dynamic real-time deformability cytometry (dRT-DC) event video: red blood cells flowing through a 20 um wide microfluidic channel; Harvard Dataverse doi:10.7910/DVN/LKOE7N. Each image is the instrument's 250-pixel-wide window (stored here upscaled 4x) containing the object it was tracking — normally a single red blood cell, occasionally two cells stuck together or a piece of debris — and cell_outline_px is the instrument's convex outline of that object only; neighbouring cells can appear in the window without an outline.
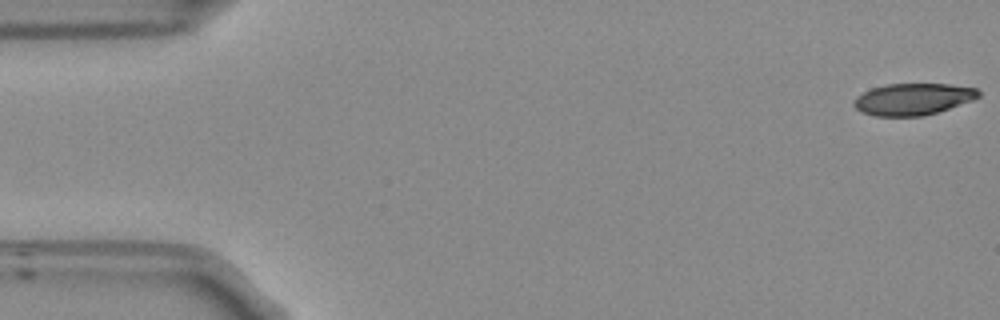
{"species": "Egyptian fruit bat (a non-hibernating species)", "species_latin": "Rousettus aegyptiacus", "temperature_condition": "room temperature", "stored_images_in_passage": 53, "camera_frame_rate_fps": 3000, "um_per_image_px": 0.085, "frame": {"image": 1, "passage_image": 1, "time_ms": 0.0, "image_size_px": [1000, 320], "cell_outline_px": [[980, 96], [972, 100], [924, 116], [872, 116], [860, 112], [852, 104], [852, 100], [856, 96], [872, 88], [884, 84], [948, 84], [976, 88], [980, 92]], "centroid_in_image_um": [77.54, 8.43], "position_along_channel_um": 7.5, "area_um2": 23.06}}
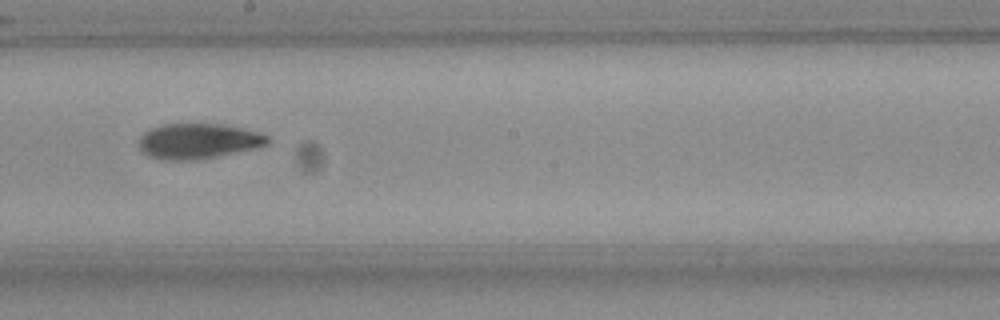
{"frame": {"image": 2, "passage_image": 29, "time_ms": 9.333, "image_size_px": [1000, 320], "cell_outline_px": [[272, 144], [260, 148], [216, 156], [188, 160], [172, 160], [152, 156], [144, 152], [140, 148], [140, 136], [144, 132], [152, 128], [164, 124], [220, 124], [240, 128], [256, 132], [268, 136], [272, 140]], "centroid_in_image_um": [16.94, 11.99], "position_along_channel_um": 231.3, "area_um2": 26.18}}
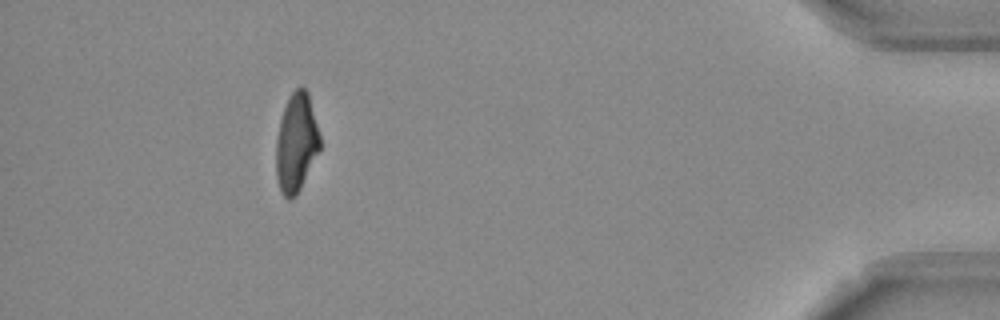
{"frame": {"image": 3, "passage_image": 48, "time_ms": 15.667, "image_size_px": [1000, 320], "cell_outline_px": [[320, 148], [296, 196], [288, 200], [280, 192], [276, 180], [276, 140], [280, 120], [288, 96], [300, 84], [308, 92], [320, 136]], "centroid_in_image_um": [25.16, 12.13], "position_along_channel_um": 410.0, "area_um2": 25.2}, "authors_computed_cell_mechanics": {"area_um2": 26.1256, "velocity_mm_per_s": 3.8223, "shape_relaxation_time_tau1_ms": 5.6503, "shape_relaxation_time_tau2_ms": 3.5459, "deformation_change_tau1": 0.198, "deformation_change_tau2": 0.1122}}